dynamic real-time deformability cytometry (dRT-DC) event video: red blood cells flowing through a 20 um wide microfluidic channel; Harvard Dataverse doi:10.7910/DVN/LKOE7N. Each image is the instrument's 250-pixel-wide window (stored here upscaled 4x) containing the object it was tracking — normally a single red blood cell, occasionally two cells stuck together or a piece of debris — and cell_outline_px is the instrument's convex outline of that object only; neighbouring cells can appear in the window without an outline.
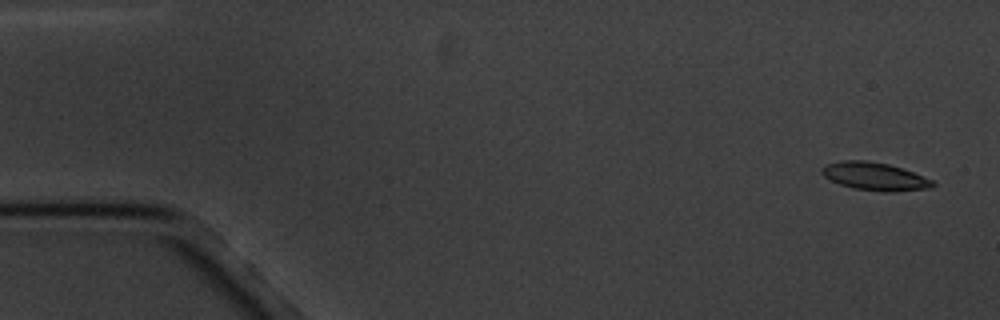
{"species": "common noctule bat (a hibernating species)", "species_latin": "Nyctalus noctula", "temperature_condition": "cold", "stored_images_in_passage": 5, "camera_frame_rate_fps": 3000, "um_per_image_px": 0.085, "animal": {"sex": "male", "body_mass_g": 20.1, "forearm_length_mm": 53.5}, "frame": {"image": 1, "passage_image": 1, "time_ms": 0.0, "image_size_px": [1000, 320], "cell_outline_px": [[936, 184], [932, 188], [892, 192], [884, 192], [852, 188], [840, 184], [824, 176], [820, 172], [820, 168], [828, 164], [840, 160], [864, 160], [888, 164], [924, 176], [932, 180]], "centroid_in_image_um": [74.35, 15.0], "position_along_channel_um": 10.6, "area_um2": 18.03}}
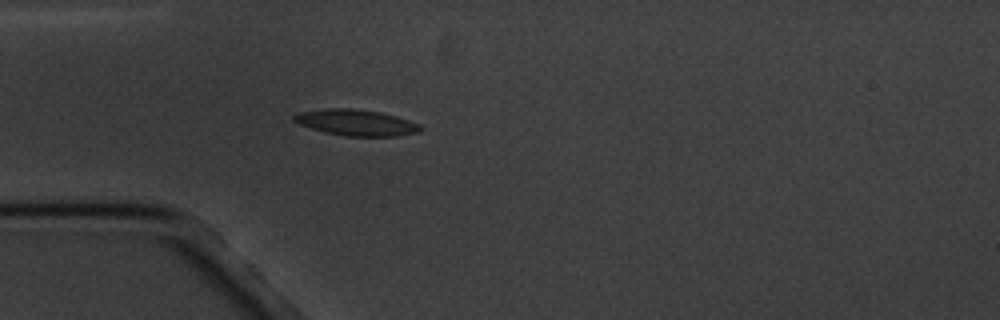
{"frame": {"image": 2, "passage_image": 5, "time_ms": 4.667, "image_size_px": [1000, 320], "cell_outline_px": [[424, 128], [420, 132], [396, 136], [344, 136], [324, 132], [300, 124], [292, 120], [292, 116], [296, 112], [324, 108], [352, 108], [380, 112], [396, 116], [420, 124]], "centroid_in_image_um": [30.26, 10.41], "position_along_channel_um": 54.7, "area_um2": 19.42}}